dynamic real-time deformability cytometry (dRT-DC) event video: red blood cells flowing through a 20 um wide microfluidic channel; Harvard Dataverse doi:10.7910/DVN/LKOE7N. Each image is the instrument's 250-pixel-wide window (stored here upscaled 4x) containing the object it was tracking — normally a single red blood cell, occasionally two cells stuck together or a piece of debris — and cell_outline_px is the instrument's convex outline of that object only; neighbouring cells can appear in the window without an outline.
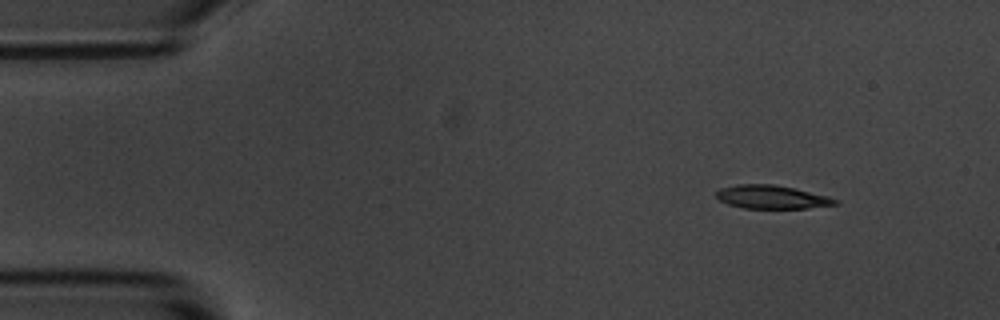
{"species": "common noctule bat (a hibernating species)", "species_latin": "Nyctalus noctula", "temperature_condition": "room temperature", "stored_images_in_passage": 10, "camera_frame_rate_fps": 3000, "um_per_image_px": 0.085, "animal": {"sex": "male", "body_mass_g": 20.1, "forearm_length_mm": 53.5}, "frame": {"image": 1, "passage_image": 1, "time_ms": 0.0, "image_size_px": [1000, 320], "cell_outline_px": [[840, 204], [808, 208], [744, 208], [728, 204], [720, 200], [716, 196], [716, 192], [720, 188], [736, 184], [772, 184], [796, 188], [828, 196], [840, 200]], "centroid_in_image_um": [65.64, 16.74], "position_along_channel_um": 19.4, "area_um2": 16.36}}
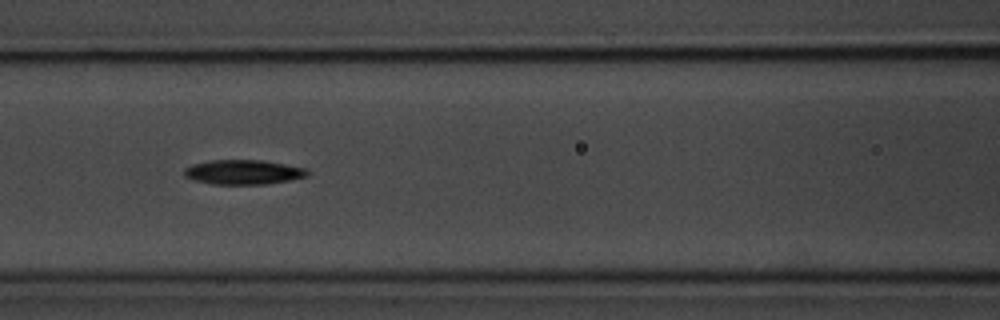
{"frame": {"image": 2, "passage_image": 6, "time_ms": 1.667, "image_size_px": [1000, 320], "cell_outline_px": [[308, 176], [288, 180], [264, 184], [212, 184], [196, 180], [184, 176], [184, 168], [192, 164], [212, 160], [264, 160], [304, 168], [308, 172]], "centroid_in_image_um": [20.65, 14.62], "position_along_channel_um": 145.9, "area_um2": 17.46}}
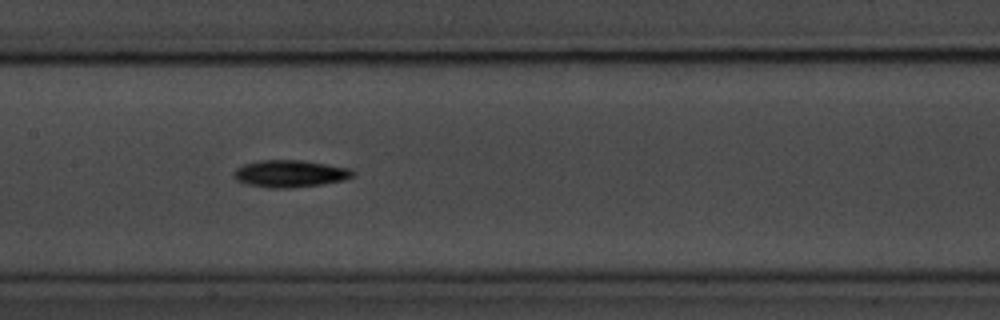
{"frame": {"image": 3, "passage_image": 7, "time_ms": 2.0, "image_size_px": [1000, 320], "cell_outline_px": [[356, 176], [344, 180], [320, 184], [292, 188], [268, 188], [248, 184], [236, 180], [232, 176], [232, 172], [236, 168], [244, 164], [260, 160], [304, 160], [352, 168], [356, 172]], "centroid_in_image_um": [24.68, 14.75], "position_along_channel_um": 182.7, "area_um2": 19.13}}